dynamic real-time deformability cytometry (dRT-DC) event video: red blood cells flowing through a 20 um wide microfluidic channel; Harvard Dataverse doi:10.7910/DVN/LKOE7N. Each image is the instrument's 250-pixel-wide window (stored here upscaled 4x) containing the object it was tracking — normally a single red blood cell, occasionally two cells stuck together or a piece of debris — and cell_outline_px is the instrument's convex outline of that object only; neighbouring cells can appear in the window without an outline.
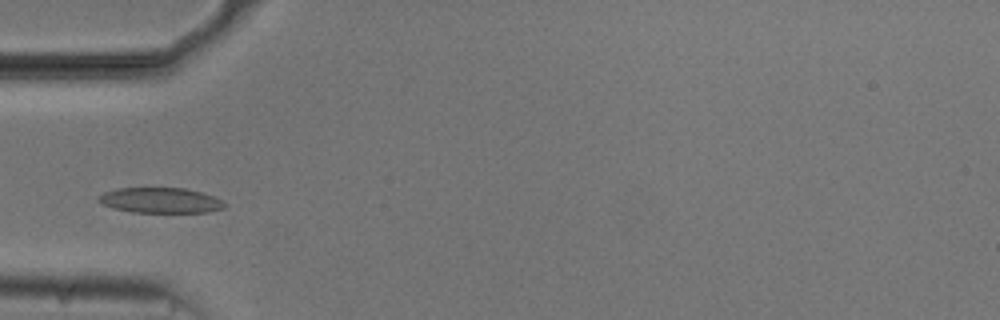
{"species": "common noctule bat (a hibernating species)", "species_latin": "Nyctalus noctula", "temperature_condition": "cold", "stored_images_in_passage": 38, "camera_frame_rate_fps": 3000, "um_per_image_px": 0.085, "animal": {"sex": "male", "body_mass_g": 20.5, "forearm_length_mm": 52.5}, "frame": {"image": 1, "passage_image": 1, "time_ms": 0.0, "image_size_px": [1000, 320], "cell_outline_px": [[228, 204], [224, 208], [208, 212], [132, 212], [112, 208], [100, 204], [96, 200], [96, 196], [104, 192], [116, 188], [184, 188], [200, 192], [212, 196]], "centroid_in_image_um": [13.57, 17.03], "position_along_channel_um": 71.4, "area_um2": 18.73}}
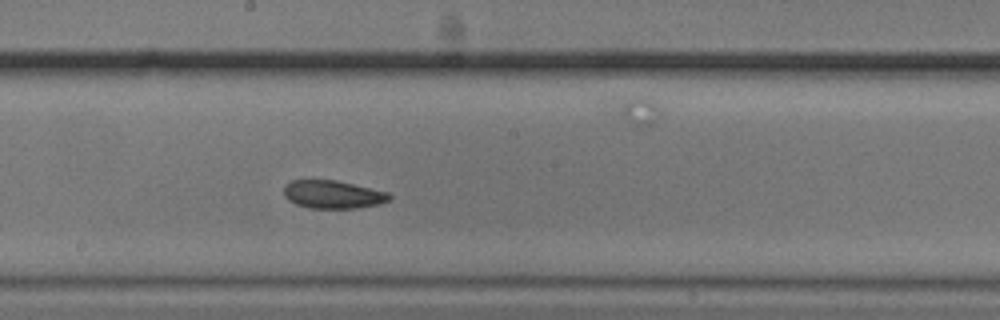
{"frame": {"image": 2, "passage_image": 13, "time_ms": 4.0, "image_size_px": [1000, 320], "cell_outline_px": [[392, 200], [380, 204], [356, 208], [308, 208], [296, 204], [288, 200], [284, 196], [284, 188], [292, 180], [336, 180], [388, 192], [392, 196]], "centroid_in_image_um": [28.33, 16.54], "position_along_channel_um": 219.9, "area_um2": 17.28}}
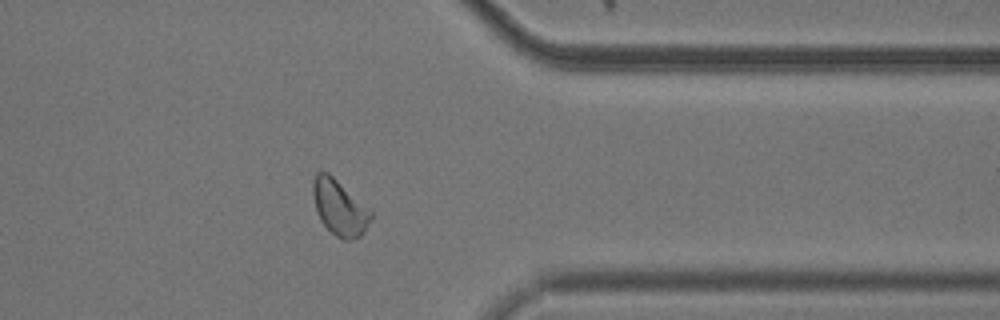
{"frame": {"image": 3, "passage_image": 27, "time_ms": 8.667, "image_size_px": [1000, 320], "cell_outline_px": [[372, 216], [368, 224], [360, 236], [352, 240], [344, 240], [336, 236], [320, 220], [316, 212], [312, 192], [312, 184], [316, 172], [328, 172], [368, 208], [372, 212]], "centroid_in_image_um": [28.83, 17.65], "position_along_channel_um": 382.6, "area_um2": 18.44}, "authors_computed_cell_mechanics": {"area_um2": 17.918, "velocity_mm_per_s": 3.6953, "shape_relaxation_time_tau1_ms": 5.0026, "shape_relaxation_time_tau2_ms": 3.5813, "deformation_change_tau1": 0.0897, "deformation_change_tau2": 0.0914}}